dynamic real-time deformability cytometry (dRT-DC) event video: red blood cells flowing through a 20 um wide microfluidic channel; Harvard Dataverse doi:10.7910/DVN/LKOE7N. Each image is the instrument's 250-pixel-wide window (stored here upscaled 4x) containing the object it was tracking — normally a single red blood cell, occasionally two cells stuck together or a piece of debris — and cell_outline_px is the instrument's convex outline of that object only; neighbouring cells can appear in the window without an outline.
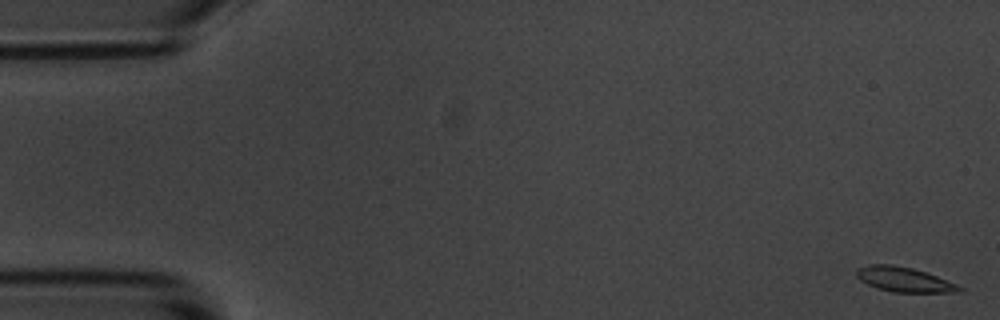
{"species": "common noctule bat (a hibernating species)", "species_latin": "Nyctalus noctula", "temperature_condition": "room temperature", "stored_images_in_passage": 56, "camera_frame_rate_fps": 3000, "um_per_image_px": 0.085, "animal": {"sex": "male", "body_mass_g": 20.1, "forearm_length_mm": 53.5}, "frame": {"image": 1, "passage_image": 1, "time_ms": 0.0, "image_size_px": [1000, 320], "cell_outline_px": [[964, 288], [960, 292], [892, 292], [876, 288], [860, 280], [856, 276], [856, 268], [868, 264], [892, 264], [912, 268], [936, 276], [956, 284]], "centroid_in_image_um": [76.8, 23.75], "position_along_channel_um": 8.2, "area_um2": 14.8}}
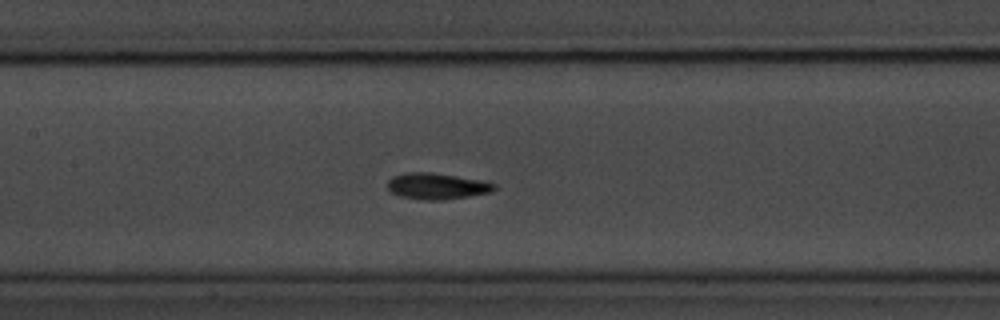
{"frame": {"image": 2, "passage_image": 26, "time_ms": 8.333, "image_size_px": [1000, 320], "cell_outline_px": [[496, 188], [492, 192], [468, 196], [440, 200], [420, 200], [400, 196], [388, 192], [388, 180], [392, 176], [408, 172], [432, 172], [488, 180], [496, 184]], "centroid_in_image_um": [37.16, 15.81], "position_along_channel_um": 170.2, "area_um2": 16.7}}
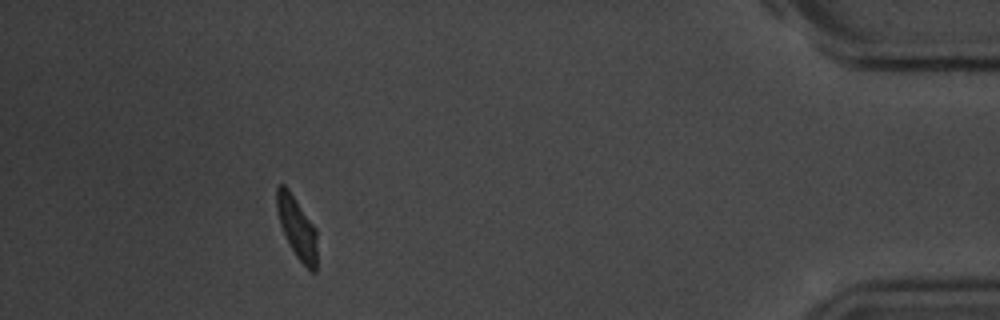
{"frame": {"image": 3, "passage_image": 51, "time_ms": 16.667, "image_size_px": [1000, 320], "cell_outline_px": [[316, 272], [312, 272], [296, 256], [288, 244], [280, 224], [276, 208], [276, 188], [280, 184], [284, 184], [288, 188], [316, 228]], "centroid_in_image_um": [25.22, 19.32], "position_along_channel_um": 410.0, "area_um2": 14.45}, "authors_computed_cell_mechanics": {"area_um2": 15.1725, "velocity_mm_per_s": 3.5761, "shape_relaxation_time_tau1_ms": 2.3223, "shape_relaxation_time_tau2_ms": 3.5265, "deformation_change_tau1": 0.14, "deformation_change_tau2": 0.0569}}